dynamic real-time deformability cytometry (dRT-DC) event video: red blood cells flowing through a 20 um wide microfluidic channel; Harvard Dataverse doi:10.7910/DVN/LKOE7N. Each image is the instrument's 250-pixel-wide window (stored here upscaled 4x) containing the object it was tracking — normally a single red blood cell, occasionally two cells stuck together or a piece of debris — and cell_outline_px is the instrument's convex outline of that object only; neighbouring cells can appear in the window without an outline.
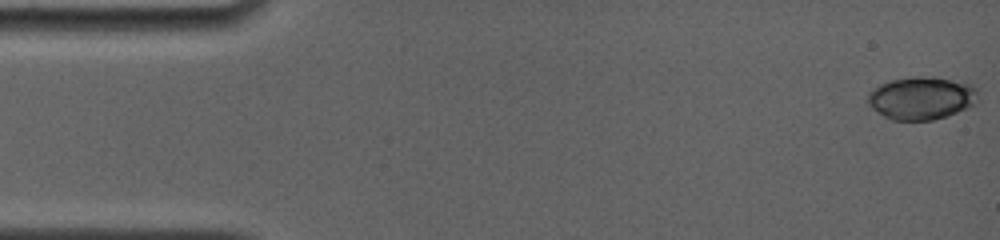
{"species": "common noctule bat (a hibernating species)", "species_latin": "Nyctalus noctula", "temperature_condition": "room temperature", "stored_images_in_passage": 75, "camera_frame_rate_fps": 4000, "um_per_image_px": 0.085, "animal": {"sex": "female", "body_mass_g": 19.0, "forearm_length_mm": 56.7}, "frame": {"image": 1, "passage_image": 1, "time_ms": 0.0, "image_size_px": [1000, 240], "cell_outline_px": [[980, 100], [956, 112], [932, 120], [892, 120], [884, 116], [872, 108], [868, 104], [868, 92], [872, 88], [888, 80], [912, 76], [936, 76], [972, 84], [976, 88]], "centroid_in_image_um": [78.31, 8.3], "position_along_channel_um": 6.7, "area_um2": 27.74}}
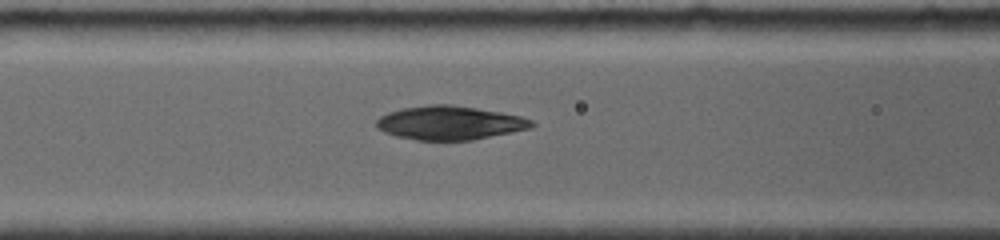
{"frame": {"image": 2, "passage_image": 29, "time_ms": 6.5, "image_size_px": [1000, 240], "cell_outline_px": [[536, 124], [532, 128], [472, 140], [416, 140], [396, 136], [384, 132], [376, 128], [376, 120], [380, 116], [388, 112], [400, 108], [428, 104], [452, 104], [500, 112], [520, 116], [532, 120]], "centroid_in_image_um": [38.2, 10.43], "position_along_channel_um": 128.4, "area_um2": 30.75}}
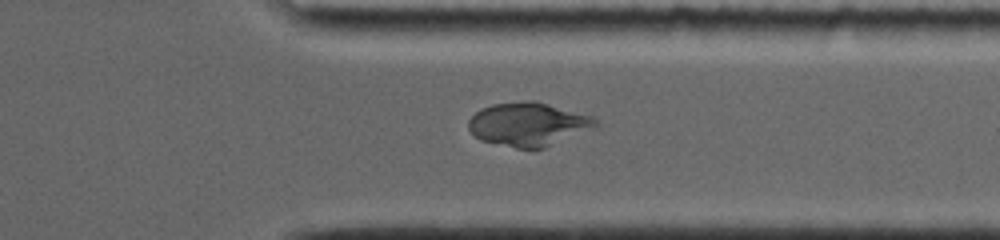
{"frame": {"image": 3, "passage_image": 64, "time_ms": 12.75, "image_size_px": [1000, 240], "cell_outline_px": [[600, 124], [596, 128], [544, 148], [516, 148], [480, 140], [468, 128], [468, 120], [480, 108], [492, 104], [528, 100], [536, 100], [592, 116]], "centroid_in_image_um": [44.93, 10.55], "position_along_channel_um": 366.5, "area_um2": 32.48}}